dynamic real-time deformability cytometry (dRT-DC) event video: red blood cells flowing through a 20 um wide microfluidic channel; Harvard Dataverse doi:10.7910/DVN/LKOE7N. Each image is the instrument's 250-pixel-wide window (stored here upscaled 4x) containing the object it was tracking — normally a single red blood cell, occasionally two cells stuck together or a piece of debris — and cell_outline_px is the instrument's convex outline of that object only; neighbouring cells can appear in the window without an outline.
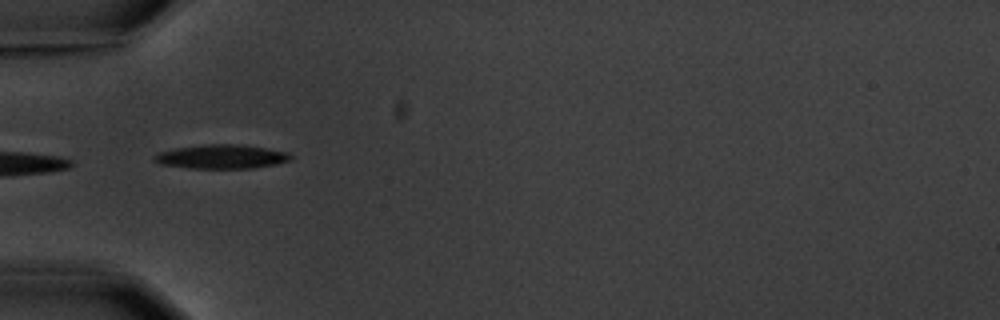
{"species": "common noctule bat (a hibernating species)", "species_latin": "Nyctalus noctula", "temperature_condition": "warm", "stored_images_in_passage": 3, "camera_frame_rate_fps": 3000, "um_per_image_px": 0.085, "animal": {"sex": "male", "body_mass_g": 20.1, "forearm_length_mm": 53.5}, "frame": {"image": 1, "passage_image": 1, "time_ms": 0.0, "image_size_px": [1000, 320], "cell_outline_px": [[292, 156], [288, 160], [272, 164], [252, 168], [188, 168], [160, 164], [152, 160], [152, 156], [156, 152], [176, 148], [204, 144], [240, 144], [288, 152]], "centroid_in_image_um": [18.72, 13.31], "position_along_channel_um": 66.3, "area_um2": 19.02}}